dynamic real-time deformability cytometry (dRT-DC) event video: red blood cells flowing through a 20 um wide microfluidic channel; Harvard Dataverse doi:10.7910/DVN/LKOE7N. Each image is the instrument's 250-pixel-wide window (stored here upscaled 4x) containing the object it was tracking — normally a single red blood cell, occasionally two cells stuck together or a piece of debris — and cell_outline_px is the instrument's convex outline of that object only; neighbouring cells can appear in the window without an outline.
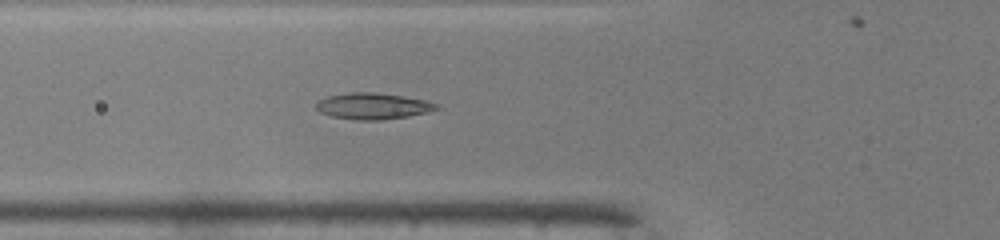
{"species": "common noctule bat (a hibernating species)", "species_latin": "Nyctalus noctula", "temperature_condition": "warm", "stored_images_in_passage": 35, "camera_frame_rate_fps": 3000, "um_per_image_px": 0.085, "animal": {"sex": "male", "body_mass_g": 19.0, "forearm_length_mm": 50.8}, "frame": {"image": 1, "passage_image": 4, "time_ms": 1.0, "image_size_px": [1000, 240], "cell_outline_px": [[440, 108], [428, 112], [408, 116], [380, 120], [356, 120], [332, 116], [320, 112], [316, 108], [316, 100], [328, 96], [352, 92], [372, 92], [404, 96], [424, 100], [436, 104]], "centroid_in_image_um": [31.67, 9.01], "position_along_channel_um": 94.1, "area_um2": 18.32}}
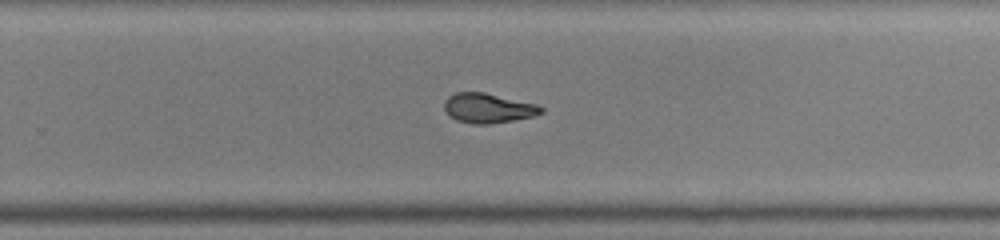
{"frame": {"image": 2, "passage_image": 18, "time_ms": 5.667, "image_size_px": [1000, 240], "cell_outline_px": [[544, 112], [532, 116], [512, 120], [488, 124], [472, 124], [456, 120], [448, 116], [444, 108], [444, 100], [448, 96], [456, 92], [484, 92], [536, 104], [544, 108]], "centroid_in_image_um": [41.44, 9.19], "position_along_channel_um": 288.4, "area_um2": 16.76}}
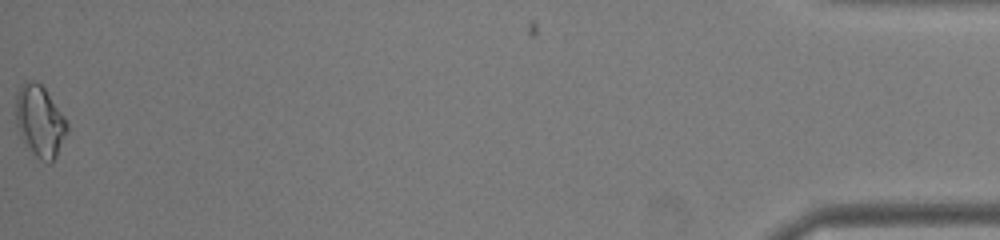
{"frame": {"image": 3, "passage_image": 35, "time_ms": 11.333, "image_size_px": [1000, 240], "cell_outline_px": [[68, 132], [56, 156], [48, 164], [40, 160], [24, 144], [20, 136], [16, 124], [16, 96], [20, 88], [24, 84], [32, 80], [40, 84], [44, 88], [68, 120]], "centroid_in_image_um": [3.41, 10.34], "position_along_channel_um": 431.8, "area_um2": 21.33}, "authors_computed_cell_mechanics": {"area_um2": 17.2244, "velocity_mm_per_s": 4.1636, "shape_relaxation_time_tau1_ms": null, "shape_relaxation_time_tau2_ms": 1.3593, "deformation_change_tau1": null, "deformation_change_tau2": 0.0772}}